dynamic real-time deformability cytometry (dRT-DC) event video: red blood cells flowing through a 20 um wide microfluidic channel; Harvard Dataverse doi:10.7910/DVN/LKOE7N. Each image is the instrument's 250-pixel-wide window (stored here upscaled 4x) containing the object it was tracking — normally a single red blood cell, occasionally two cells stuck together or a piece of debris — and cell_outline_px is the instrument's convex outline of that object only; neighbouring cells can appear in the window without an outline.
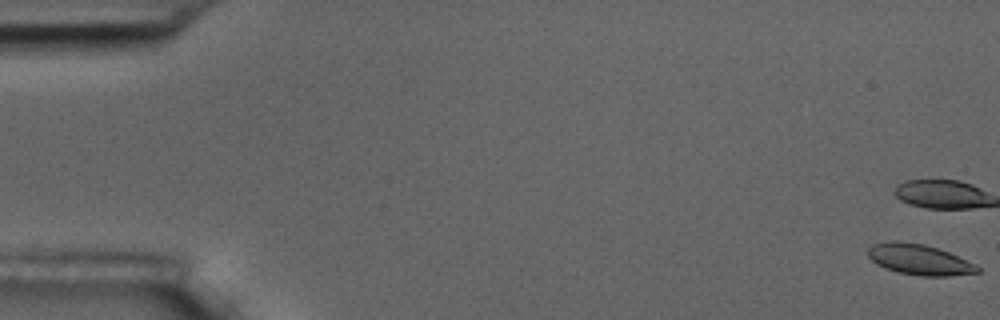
{"species": "common noctule bat (a hibernating species)", "species_latin": "Nyctalus noctula", "temperature_condition": "room temperature", "stored_images_in_passage": 57, "camera_frame_rate_fps": 3000, "um_per_image_px": 0.085, "animal": {"sex": "male", "body_mass_g": 17.5, "forearm_length_mm": 52.3}, "frame": {"image": 1, "passage_image": 1, "time_ms": 0.0, "image_size_px": [1000, 320], "cell_outline_px": [[980, 272], [948, 276], [920, 276], [896, 272], [872, 260], [868, 256], [868, 248], [872, 244], [888, 240], [896, 240], [924, 244], [948, 252], [980, 268]], "centroid_in_image_um": [78.09, 22.05], "position_along_channel_um": 6.9, "area_um2": 19.25}}